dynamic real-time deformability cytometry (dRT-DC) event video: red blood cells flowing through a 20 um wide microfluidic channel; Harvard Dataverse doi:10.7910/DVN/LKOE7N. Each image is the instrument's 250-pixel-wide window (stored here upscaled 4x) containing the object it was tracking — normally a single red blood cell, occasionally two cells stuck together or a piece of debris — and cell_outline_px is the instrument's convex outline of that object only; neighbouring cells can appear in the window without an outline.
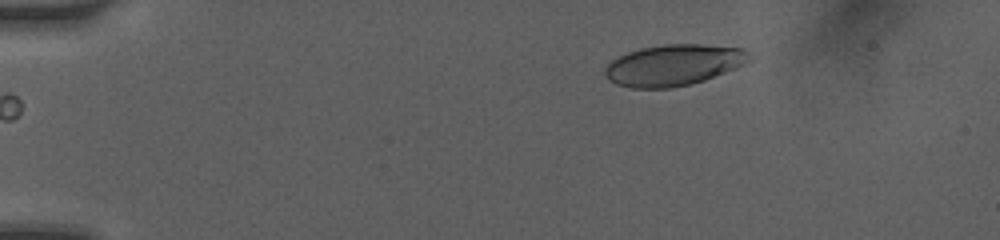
{"species": "human", "species_latin": "Homo sapiens", "temperature_condition": "room temperature", "stored_images_in_passage": 42, "camera_frame_rate_fps": 3000, "um_per_image_px": 0.085, "donor": {"sex": "female"}, "frame": {"image": 1, "passage_image": 1, "time_ms": 0.0, "image_size_px": [1000, 240], "cell_outline_px": [[752, 60], [744, 64], [704, 80], [692, 84], [672, 88], [632, 88], [616, 84], [608, 80], [604, 76], [604, 68], [612, 60], [628, 52], [644, 48], [664, 44], [700, 44], [744, 48], [752, 56]], "centroid_in_image_um": [57.25, 5.53], "position_along_channel_um": 27.7, "area_um2": 34.62}}
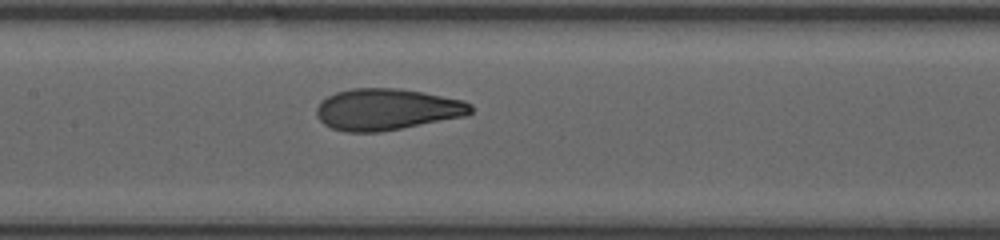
{"frame": {"image": 2, "passage_image": 24, "time_ms": 5.667, "image_size_px": [1000, 240], "cell_outline_px": [[472, 112], [468, 116], [380, 132], [348, 132], [332, 128], [324, 124], [320, 120], [316, 112], [316, 108], [320, 100], [336, 92], [352, 88], [400, 88], [424, 92], [464, 100], [472, 104]], "centroid_in_image_um": [32.91, 9.29], "position_along_channel_um": 174.5, "area_um2": 37.57}}
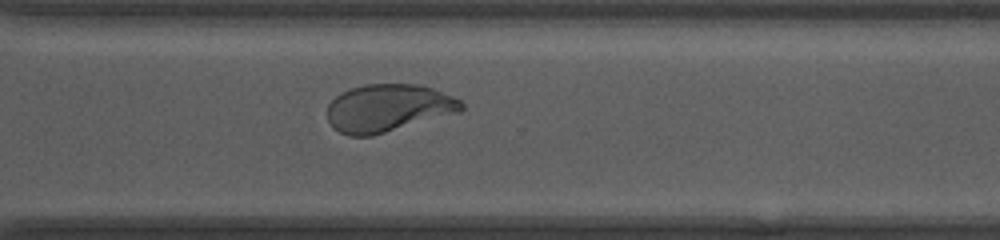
{"frame": {"image": 3, "passage_image": 42, "time_ms": 9.667, "image_size_px": [1000, 240], "cell_outline_px": [[464, 108], [460, 112], [372, 136], [348, 136], [332, 128], [328, 120], [328, 104], [340, 92], [364, 84], [420, 84], [432, 88], [452, 96], [460, 100], [464, 104]], "centroid_in_image_um": [32.98, 9.18], "position_along_channel_um": 337.6, "area_um2": 37.34}}